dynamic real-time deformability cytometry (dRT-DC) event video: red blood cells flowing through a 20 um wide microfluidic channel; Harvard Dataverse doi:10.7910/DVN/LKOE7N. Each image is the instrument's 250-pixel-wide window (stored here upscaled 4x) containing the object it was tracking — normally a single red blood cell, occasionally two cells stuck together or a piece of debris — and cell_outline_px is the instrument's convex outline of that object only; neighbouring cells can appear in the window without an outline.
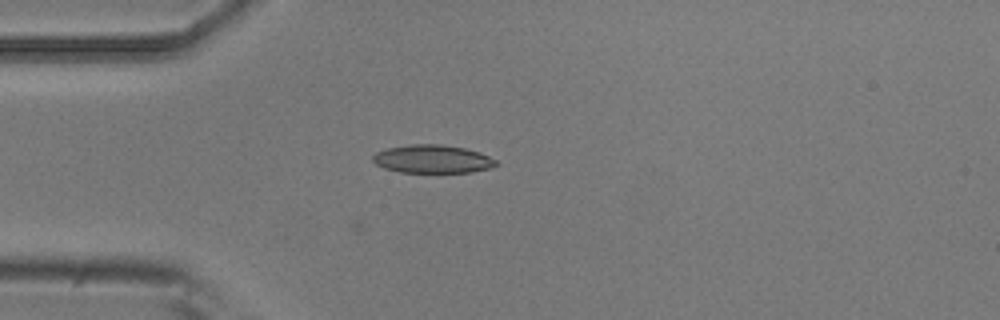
{"species": "common noctule bat (a hibernating species)", "species_latin": "Nyctalus noctula", "temperature_condition": "room temperature", "stored_images_in_passage": 5, "camera_frame_rate_fps": 3000, "um_per_image_px": 0.085, "animal": {"sex": "male", "body_mass_g": 20.5, "forearm_length_mm": 52.5}, "frame": {"image": 1, "passage_image": 3, "time_ms": 0.667, "image_size_px": [1000, 320], "cell_outline_px": [[500, 164], [492, 168], [472, 172], [400, 172], [384, 168], [376, 164], [372, 160], [372, 156], [376, 152], [388, 148], [412, 144], [440, 144], [464, 148], [480, 152], [496, 160]], "centroid_in_image_um": [36.79, 13.52], "position_along_channel_um": 48.2, "area_um2": 20.29}}
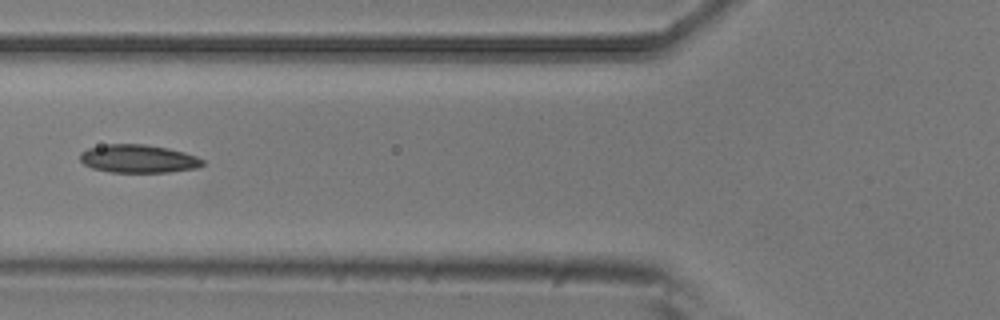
{"frame": {"image": 2, "passage_image": 5, "time_ms": 1.333, "image_size_px": [1000, 320], "cell_outline_px": [[204, 164], [196, 168], [168, 172], [108, 172], [92, 168], [84, 164], [80, 160], [80, 152], [88, 148], [108, 144], [144, 144], [168, 148], [184, 152], [196, 156], [204, 160]], "centroid_in_image_um": [11.74, 13.49], "position_along_channel_um": 114.1, "area_um2": 20.11}}